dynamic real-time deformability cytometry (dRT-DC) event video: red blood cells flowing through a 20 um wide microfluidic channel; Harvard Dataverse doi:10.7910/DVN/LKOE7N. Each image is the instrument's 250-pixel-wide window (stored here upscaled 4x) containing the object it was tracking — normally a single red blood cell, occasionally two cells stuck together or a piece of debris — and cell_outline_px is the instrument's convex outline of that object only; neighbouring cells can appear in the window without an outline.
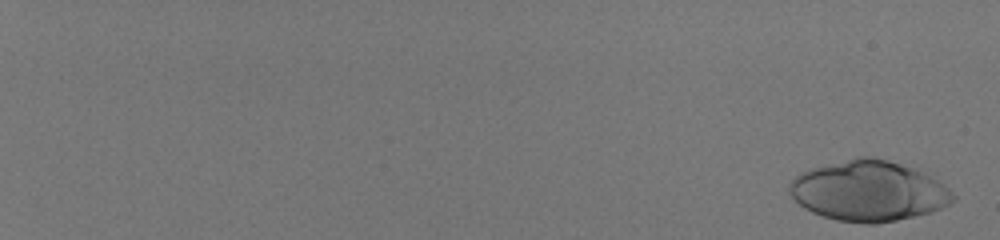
{"species": "human", "species_latin": "Homo sapiens", "temperature_condition": "room temperature", "stored_images_in_passage": 30, "camera_frame_rate_fps": 3000, "um_per_image_px": 0.085, "donor": {"sex": "male"}, "frame": {"image": 1, "passage_image": 2, "time_ms": 0.333, "image_size_px": [1000, 240], "cell_outline_px": [[956, 200], [932, 212], [896, 220], [876, 224], [864, 224], [836, 220], [812, 212], [804, 208], [788, 192], [788, 184], [800, 172], [812, 168], [856, 156], [872, 156], [888, 160], [916, 168], [944, 184], [956, 196]], "centroid_in_image_um": [73.84, 16.22], "position_along_channel_um": 11.2, "area_um2": 57.8}}
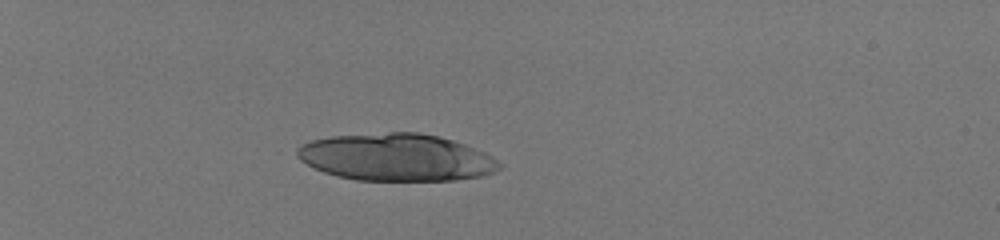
{"frame": {"image": 2, "passage_image": 21, "time_ms": 6.667, "image_size_px": [1000, 240], "cell_outline_px": [[504, 164], [500, 168], [492, 172], [480, 176], [456, 180], [356, 180], [336, 176], [312, 168], [288, 152], [300, 144], [312, 140], [332, 136], [392, 132], [416, 132], [436, 136], [452, 140], [464, 144], [484, 152], [492, 156]], "centroid_in_image_um": [33.6, 13.37], "position_along_channel_um": 51.4, "area_um2": 56.07}}